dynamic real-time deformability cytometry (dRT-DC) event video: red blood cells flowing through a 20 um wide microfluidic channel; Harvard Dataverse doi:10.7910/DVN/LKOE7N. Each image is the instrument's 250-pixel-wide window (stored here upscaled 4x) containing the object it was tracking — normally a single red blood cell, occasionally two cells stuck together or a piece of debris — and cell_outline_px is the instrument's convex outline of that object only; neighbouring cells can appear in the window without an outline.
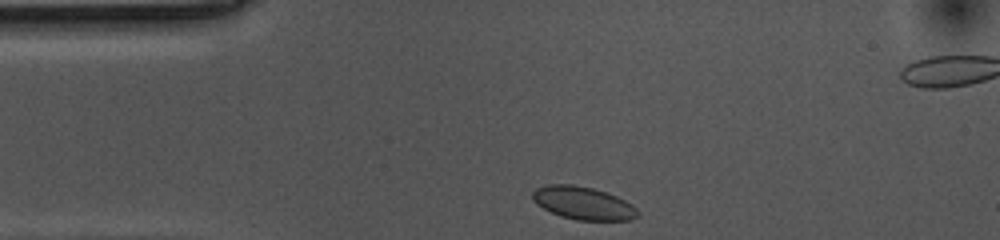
{"species": "common noctule bat (a hibernating species)", "species_latin": "Nyctalus noctula", "temperature_condition": "cold", "stored_images_in_passage": 33, "camera_frame_rate_fps": 3000, "um_per_image_px": 0.085, "animal": {"sex": "female", "body_mass_g": 10.0, "forearm_length_mm": 53.1}, "frame": {"image": 1, "passage_image": 1, "time_ms": 0.0, "image_size_px": [1000, 240], "cell_outline_px": [[640, 216], [632, 220], [576, 220], [560, 216], [536, 204], [532, 200], [532, 192], [536, 188], [548, 184], [572, 184], [592, 188], [616, 196], [632, 204], [640, 212]], "centroid_in_image_um": [49.58, 17.27], "position_along_channel_um": 35.4, "area_um2": 20.23}}
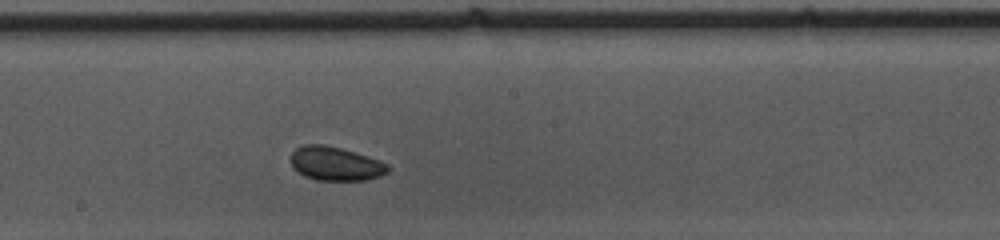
{"frame": {"image": 2, "passage_image": 19, "time_ms": 6.0, "image_size_px": [1000, 240], "cell_outline_px": [[392, 168], [388, 172], [380, 176], [368, 180], [316, 180], [304, 176], [292, 164], [292, 152], [296, 148], [304, 144], [324, 144], [340, 148], [368, 156], [380, 160], [388, 164]], "centroid_in_image_um": [28.58, 13.91], "position_along_channel_um": 219.6, "area_um2": 19.13}}
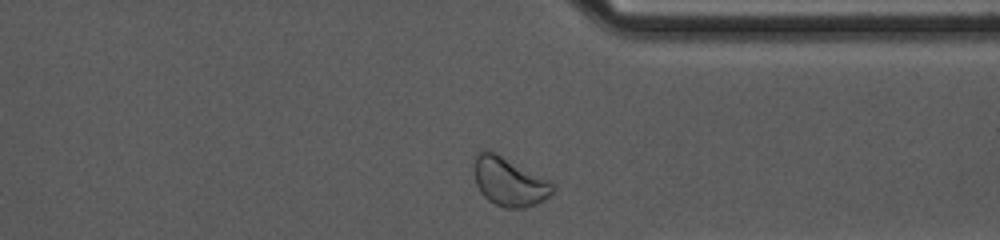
{"frame": {"image": 3, "passage_image": 32, "time_ms": 10.333, "image_size_px": [1000, 240], "cell_outline_px": [[556, 192], [536, 204], [524, 208], [504, 208], [488, 200], [480, 192], [476, 184], [472, 156], [480, 148], [488, 148], [496, 152], [548, 180], [556, 188]], "centroid_in_image_um": [43.23, 15.4], "position_along_channel_um": 368.2, "area_um2": 22.77}, "authors_computed_cell_mechanics": {"area_um2": 19.4208, "velocity_mm_per_s": 3.4987, "shape_relaxation_time_tau1_ms": null, "shape_relaxation_time_tau2_ms": 3.2976, "deformation_change_tau1": null, "deformation_change_tau2": 0.0591}}